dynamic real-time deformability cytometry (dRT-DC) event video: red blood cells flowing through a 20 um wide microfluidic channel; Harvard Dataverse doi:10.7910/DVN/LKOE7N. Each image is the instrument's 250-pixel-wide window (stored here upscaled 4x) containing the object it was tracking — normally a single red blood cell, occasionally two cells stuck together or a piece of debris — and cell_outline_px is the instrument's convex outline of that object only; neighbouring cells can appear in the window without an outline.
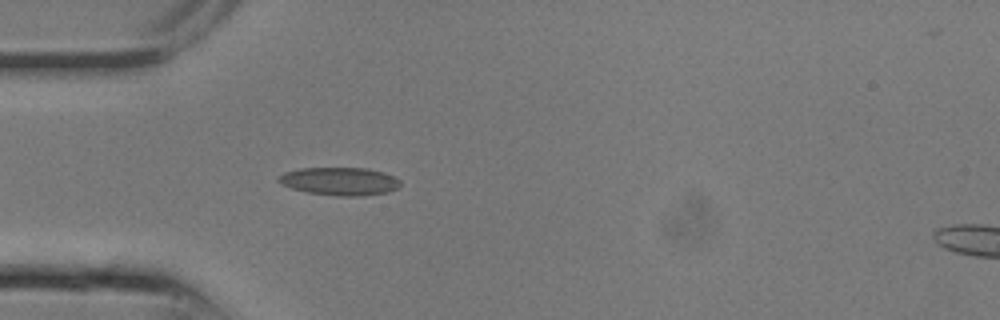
{"species": "common noctule bat (a hibernating species)", "species_latin": "Nyctalus noctula", "temperature_condition": "room temperature", "stored_images_in_passage": 9, "camera_frame_rate_fps": 3000, "um_per_image_px": 0.085, "animal": {"sex": "male", "body_mass_g": 13.3}, "frame": {"image": 1, "passage_image": 6, "time_ms": 1.667, "image_size_px": [1000, 320], "cell_outline_px": [[400, 184], [396, 188], [388, 192], [364, 196], [340, 196], [308, 192], [292, 188], [280, 184], [276, 180], [284, 172], [300, 168], [368, 168], [384, 172], [400, 180]], "centroid_in_image_um": [28.87, 15.4], "position_along_channel_um": 56.1, "area_um2": 19.83}}
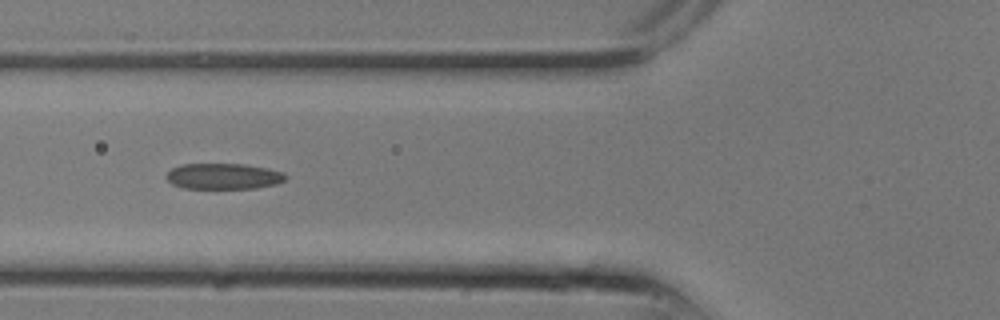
{"frame": {"image": 2, "passage_image": 8, "time_ms": 2.333, "image_size_px": [1000, 320], "cell_outline_px": [[288, 176], [284, 180], [276, 184], [256, 188], [184, 188], [172, 184], [164, 176], [172, 168], [180, 164], [244, 164], [268, 168], [284, 172]], "centroid_in_image_um": [19.0, 14.97], "position_along_channel_um": 106.8, "area_um2": 18.03}}